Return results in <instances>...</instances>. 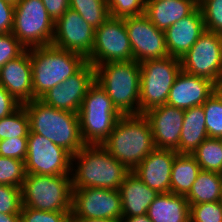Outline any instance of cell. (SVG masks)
Returning <instances> with one entry per match:
<instances>
[{
  "mask_svg": "<svg viewBox=\"0 0 222 222\" xmlns=\"http://www.w3.org/2000/svg\"><path fill=\"white\" fill-rule=\"evenodd\" d=\"M130 172L102 145H85L72 155V189L96 187L119 190Z\"/></svg>",
  "mask_w": 222,
  "mask_h": 222,
  "instance_id": "cell-1",
  "label": "cell"
},
{
  "mask_svg": "<svg viewBox=\"0 0 222 222\" xmlns=\"http://www.w3.org/2000/svg\"><path fill=\"white\" fill-rule=\"evenodd\" d=\"M101 145L130 171L156 148L150 123L143 114L123 115Z\"/></svg>",
  "mask_w": 222,
  "mask_h": 222,
  "instance_id": "cell-2",
  "label": "cell"
},
{
  "mask_svg": "<svg viewBox=\"0 0 222 222\" xmlns=\"http://www.w3.org/2000/svg\"><path fill=\"white\" fill-rule=\"evenodd\" d=\"M23 106L28 113L32 133L44 136L71 155L78 153L86 145L81 136L78 113L56 109L39 99Z\"/></svg>",
  "mask_w": 222,
  "mask_h": 222,
  "instance_id": "cell-3",
  "label": "cell"
},
{
  "mask_svg": "<svg viewBox=\"0 0 222 222\" xmlns=\"http://www.w3.org/2000/svg\"><path fill=\"white\" fill-rule=\"evenodd\" d=\"M33 100L76 74L87 59L53 45L30 48Z\"/></svg>",
  "mask_w": 222,
  "mask_h": 222,
  "instance_id": "cell-4",
  "label": "cell"
},
{
  "mask_svg": "<svg viewBox=\"0 0 222 222\" xmlns=\"http://www.w3.org/2000/svg\"><path fill=\"white\" fill-rule=\"evenodd\" d=\"M95 81L122 115L140 114V63L134 60L95 66Z\"/></svg>",
  "mask_w": 222,
  "mask_h": 222,
  "instance_id": "cell-5",
  "label": "cell"
},
{
  "mask_svg": "<svg viewBox=\"0 0 222 222\" xmlns=\"http://www.w3.org/2000/svg\"><path fill=\"white\" fill-rule=\"evenodd\" d=\"M80 132L86 145H101L123 116L102 86L94 81L78 112Z\"/></svg>",
  "mask_w": 222,
  "mask_h": 222,
  "instance_id": "cell-6",
  "label": "cell"
},
{
  "mask_svg": "<svg viewBox=\"0 0 222 222\" xmlns=\"http://www.w3.org/2000/svg\"><path fill=\"white\" fill-rule=\"evenodd\" d=\"M71 175L26 174L21 187L22 206L42 211L71 212Z\"/></svg>",
  "mask_w": 222,
  "mask_h": 222,
  "instance_id": "cell-7",
  "label": "cell"
},
{
  "mask_svg": "<svg viewBox=\"0 0 222 222\" xmlns=\"http://www.w3.org/2000/svg\"><path fill=\"white\" fill-rule=\"evenodd\" d=\"M181 70V60L177 57L140 63V114L167 103L170 89Z\"/></svg>",
  "mask_w": 222,
  "mask_h": 222,
  "instance_id": "cell-8",
  "label": "cell"
},
{
  "mask_svg": "<svg viewBox=\"0 0 222 222\" xmlns=\"http://www.w3.org/2000/svg\"><path fill=\"white\" fill-rule=\"evenodd\" d=\"M55 22L41 0H19L15 4L12 34L26 48L51 45Z\"/></svg>",
  "mask_w": 222,
  "mask_h": 222,
  "instance_id": "cell-9",
  "label": "cell"
},
{
  "mask_svg": "<svg viewBox=\"0 0 222 222\" xmlns=\"http://www.w3.org/2000/svg\"><path fill=\"white\" fill-rule=\"evenodd\" d=\"M131 60L133 54L124 19L110 16L95 29L94 45L87 62L95 67L107 62Z\"/></svg>",
  "mask_w": 222,
  "mask_h": 222,
  "instance_id": "cell-10",
  "label": "cell"
},
{
  "mask_svg": "<svg viewBox=\"0 0 222 222\" xmlns=\"http://www.w3.org/2000/svg\"><path fill=\"white\" fill-rule=\"evenodd\" d=\"M180 60L183 71L216 85L222 80V35L206 30Z\"/></svg>",
  "mask_w": 222,
  "mask_h": 222,
  "instance_id": "cell-11",
  "label": "cell"
},
{
  "mask_svg": "<svg viewBox=\"0 0 222 222\" xmlns=\"http://www.w3.org/2000/svg\"><path fill=\"white\" fill-rule=\"evenodd\" d=\"M26 174L71 175L72 155L42 135L29 132Z\"/></svg>",
  "mask_w": 222,
  "mask_h": 222,
  "instance_id": "cell-12",
  "label": "cell"
},
{
  "mask_svg": "<svg viewBox=\"0 0 222 222\" xmlns=\"http://www.w3.org/2000/svg\"><path fill=\"white\" fill-rule=\"evenodd\" d=\"M122 218L119 190L96 187L73 189L71 219Z\"/></svg>",
  "mask_w": 222,
  "mask_h": 222,
  "instance_id": "cell-13",
  "label": "cell"
},
{
  "mask_svg": "<svg viewBox=\"0 0 222 222\" xmlns=\"http://www.w3.org/2000/svg\"><path fill=\"white\" fill-rule=\"evenodd\" d=\"M123 19L134 61L141 63L169 56L164 31L156 28L145 14Z\"/></svg>",
  "mask_w": 222,
  "mask_h": 222,
  "instance_id": "cell-14",
  "label": "cell"
},
{
  "mask_svg": "<svg viewBox=\"0 0 222 222\" xmlns=\"http://www.w3.org/2000/svg\"><path fill=\"white\" fill-rule=\"evenodd\" d=\"M95 40V28L89 25L81 15L68 9L55 22L54 37L51 45L83 55L90 56Z\"/></svg>",
  "mask_w": 222,
  "mask_h": 222,
  "instance_id": "cell-15",
  "label": "cell"
},
{
  "mask_svg": "<svg viewBox=\"0 0 222 222\" xmlns=\"http://www.w3.org/2000/svg\"><path fill=\"white\" fill-rule=\"evenodd\" d=\"M94 81L95 67L87 62L76 74L48 90L39 100L56 109L78 113Z\"/></svg>",
  "mask_w": 222,
  "mask_h": 222,
  "instance_id": "cell-16",
  "label": "cell"
},
{
  "mask_svg": "<svg viewBox=\"0 0 222 222\" xmlns=\"http://www.w3.org/2000/svg\"><path fill=\"white\" fill-rule=\"evenodd\" d=\"M184 113V109L164 104L143 114L150 123L156 148L177 152Z\"/></svg>",
  "mask_w": 222,
  "mask_h": 222,
  "instance_id": "cell-17",
  "label": "cell"
},
{
  "mask_svg": "<svg viewBox=\"0 0 222 222\" xmlns=\"http://www.w3.org/2000/svg\"><path fill=\"white\" fill-rule=\"evenodd\" d=\"M214 91L212 81L181 70L170 89L166 104L186 110L203 105Z\"/></svg>",
  "mask_w": 222,
  "mask_h": 222,
  "instance_id": "cell-18",
  "label": "cell"
},
{
  "mask_svg": "<svg viewBox=\"0 0 222 222\" xmlns=\"http://www.w3.org/2000/svg\"><path fill=\"white\" fill-rule=\"evenodd\" d=\"M178 153L168 149H153L132 171L145 185L158 193H169L171 171Z\"/></svg>",
  "mask_w": 222,
  "mask_h": 222,
  "instance_id": "cell-19",
  "label": "cell"
},
{
  "mask_svg": "<svg viewBox=\"0 0 222 222\" xmlns=\"http://www.w3.org/2000/svg\"><path fill=\"white\" fill-rule=\"evenodd\" d=\"M30 49L0 68V85L21 105L33 100Z\"/></svg>",
  "mask_w": 222,
  "mask_h": 222,
  "instance_id": "cell-20",
  "label": "cell"
},
{
  "mask_svg": "<svg viewBox=\"0 0 222 222\" xmlns=\"http://www.w3.org/2000/svg\"><path fill=\"white\" fill-rule=\"evenodd\" d=\"M206 31L199 7L164 31L169 56L182 58Z\"/></svg>",
  "mask_w": 222,
  "mask_h": 222,
  "instance_id": "cell-21",
  "label": "cell"
},
{
  "mask_svg": "<svg viewBox=\"0 0 222 222\" xmlns=\"http://www.w3.org/2000/svg\"><path fill=\"white\" fill-rule=\"evenodd\" d=\"M119 192L123 217L147 214L149 206L159 194L145 185L132 171L120 185Z\"/></svg>",
  "mask_w": 222,
  "mask_h": 222,
  "instance_id": "cell-22",
  "label": "cell"
},
{
  "mask_svg": "<svg viewBox=\"0 0 222 222\" xmlns=\"http://www.w3.org/2000/svg\"><path fill=\"white\" fill-rule=\"evenodd\" d=\"M197 7L196 0L145 1V15L156 28L165 31Z\"/></svg>",
  "mask_w": 222,
  "mask_h": 222,
  "instance_id": "cell-23",
  "label": "cell"
},
{
  "mask_svg": "<svg viewBox=\"0 0 222 222\" xmlns=\"http://www.w3.org/2000/svg\"><path fill=\"white\" fill-rule=\"evenodd\" d=\"M147 215L152 222H190V205L183 195L159 193Z\"/></svg>",
  "mask_w": 222,
  "mask_h": 222,
  "instance_id": "cell-24",
  "label": "cell"
},
{
  "mask_svg": "<svg viewBox=\"0 0 222 222\" xmlns=\"http://www.w3.org/2000/svg\"><path fill=\"white\" fill-rule=\"evenodd\" d=\"M207 138L209 136L206 129V116L203 105L186 109L177 153L192 154Z\"/></svg>",
  "mask_w": 222,
  "mask_h": 222,
  "instance_id": "cell-25",
  "label": "cell"
},
{
  "mask_svg": "<svg viewBox=\"0 0 222 222\" xmlns=\"http://www.w3.org/2000/svg\"><path fill=\"white\" fill-rule=\"evenodd\" d=\"M200 171V165L191 154H177L172 165L170 192L186 196Z\"/></svg>",
  "mask_w": 222,
  "mask_h": 222,
  "instance_id": "cell-26",
  "label": "cell"
},
{
  "mask_svg": "<svg viewBox=\"0 0 222 222\" xmlns=\"http://www.w3.org/2000/svg\"><path fill=\"white\" fill-rule=\"evenodd\" d=\"M222 174L201 170L185 196L189 205L221 201Z\"/></svg>",
  "mask_w": 222,
  "mask_h": 222,
  "instance_id": "cell-27",
  "label": "cell"
},
{
  "mask_svg": "<svg viewBox=\"0 0 222 222\" xmlns=\"http://www.w3.org/2000/svg\"><path fill=\"white\" fill-rule=\"evenodd\" d=\"M201 170L222 174V144L220 139H205L191 154Z\"/></svg>",
  "mask_w": 222,
  "mask_h": 222,
  "instance_id": "cell-28",
  "label": "cell"
},
{
  "mask_svg": "<svg viewBox=\"0 0 222 222\" xmlns=\"http://www.w3.org/2000/svg\"><path fill=\"white\" fill-rule=\"evenodd\" d=\"M69 8L95 29L110 17L106 0H69Z\"/></svg>",
  "mask_w": 222,
  "mask_h": 222,
  "instance_id": "cell-29",
  "label": "cell"
},
{
  "mask_svg": "<svg viewBox=\"0 0 222 222\" xmlns=\"http://www.w3.org/2000/svg\"><path fill=\"white\" fill-rule=\"evenodd\" d=\"M29 132V116L23 105L11 115L0 119V141L16 137H28Z\"/></svg>",
  "mask_w": 222,
  "mask_h": 222,
  "instance_id": "cell-30",
  "label": "cell"
},
{
  "mask_svg": "<svg viewBox=\"0 0 222 222\" xmlns=\"http://www.w3.org/2000/svg\"><path fill=\"white\" fill-rule=\"evenodd\" d=\"M209 138H222V99L214 91L203 104Z\"/></svg>",
  "mask_w": 222,
  "mask_h": 222,
  "instance_id": "cell-31",
  "label": "cell"
},
{
  "mask_svg": "<svg viewBox=\"0 0 222 222\" xmlns=\"http://www.w3.org/2000/svg\"><path fill=\"white\" fill-rule=\"evenodd\" d=\"M26 176L24 161L0 156V184L21 188Z\"/></svg>",
  "mask_w": 222,
  "mask_h": 222,
  "instance_id": "cell-32",
  "label": "cell"
},
{
  "mask_svg": "<svg viewBox=\"0 0 222 222\" xmlns=\"http://www.w3.org/2000/svg\"><path fill=\"white\" fill-rule=\"evenodd\" d=\"M198 7L206 30L222 35V0H203Z\"/></svg>",
  "mask_w": 222,
  "mask_h": 222,
  "instance_id": "cell-33",
  "label": "cell"
},
{
  "mask_svg": "<svg viewBox=\"0 0 222 222\" xmlns=\"http://www.w3.org/2000/svg\"><path fill=\"white\" fill-rule=\"evenodd\" d=\"M111 17L126 18L145 14V0H106Z\"/></svg>",
  "mask_w": 222,
  "mask_h": 222,
  "instance_id": "cell-34",
  "label": "cell"
},
{
  "mask_svg": "<svg viewBox=\"0 0 222 222\" xmlns=\"http://www.w3.org/2000/svg\"><path fill=\"white\" fill-rule=\"evenodd\" d=\"M190 222H222V202L190 205Z\"/></svg>",
  "mask_w": 222,
  "mask_h": 222,
  "instance_id": "cell-35",
  "label": "cell"
},
{
  "mask_svg": "<svg viewBox=\"0 0 222 222\" xmlns=\"http://www.w3.org/2000/svg\"><path fill=\"white\" fill-rule=\"evenodd\" d=\"M21 208V188L0 184V213L20 214Z\"/></svg>",
  "mask_w": 222,
  "mask_h": 222,
  "instance_id": "cell-36",
  "label": "cell"
},
{
  "mask_svg": "<svg viewBox=\"0 0 222 222\" xmlns=\"http://www.w3.org/2000/svg\"><path fill=\"white\" fill-rule=\"evenodd\" d=\"M22 222H72L71 212L42 211L22 206Z\"/></svg>",
  "mask_w": 222,
  "mask_h": 222,
  "instance_id": "cell-37",
  "label": "cell"
},
{
  "mask_svg": "<svg viewBox=\"0 0 222 222\" xmlns=\"http://www.w3.org/2000/svg\"><path fill=\"white\" fill-rule=\"evenodd\" d=\"M26 48L12 34H0V68L20 56Z\"/></svg>",
  "mask_w": 222,
  "mask_h": 222,
  "instance_id": "cell-38",
  "label": "cell"
},
{
  "mask_svg": "<svg viewBox=\"0 0 222 222\" xmlns=\"http://www.w3.org/2000/svg\"><path fill=\"white\" fill-rule=\"evenodd\" d=\"M28 137H16L0 141V156L25 161Z\"/></svg>",
  "mask_w": 222,
  "mask_h": 222,
  "instance_id": "cell-39",
  "label": "cell"
},
{
  "mask_svg": "<svg viewBox=\"0 0 222 222\" xmlns=\"http://www.w3.org/2000/svg\"><path fill=\"white\" fill-rule=\"evenodd\" d=\"M15 4L0 0V34L11 33L13 28Z\"/></svg>",
  "mask_w": 222,
  "mask_h": 222,
  "instance_id": "cell-40",
  "label": "cell"
},
{
  "mask_svg": "<svg viewBox=\"0 0 222 222\" xmlns=\"http://www.w3.org/2000/svg\"><path fill=\"white\" fill-rule=\"evenodd\" d=\"M21 104L0 85V119L11 115Z\"/></svg>",
  "mask_w": 222,
  "mask_h": 222,
  "instance_id": "cell-41",
  "label": "cell"
},
{
  "mask_svg": "<svg viewBox=\"0 0 222 222\" xmlns=\"http://www.w3.org/2000/svg\"><path fill=\"white\" fill-rule=\"evenodd\" d=\"M47 13L56 22L69 9V0H41Z\"/></svg>",
  "mask_w": 222,
  "mask_h": 222,
  "instance_id": "cell-42",
  "label": "cell"
},
{
  "mask_svg": "<svg viewBox=\"0 0 222 222\" xmlns=\"http://www.w3.org/2000/svg\"><path fill=\"white\" fill-rule=\"evenodd\" d=\"M122 222H152L147 214L123 217Z\"/></svg>",
  "mask_w": 222,
  "mask_h": 222,
  "instance_id": "cell-43",
  "label": "cell"
},
{
  "mask_svg": "<svg viewBox=\"0 0 222 222\" xmlns=\"http://www.w3.org/2000/svg\"><path fill=\"white\" fill-rule=\"evenodd\" d=\"M0 222H22L20 214L0 213Z\"/></svg>",
  "mask_w": 222,
  "mask_h": 222,
  "instance_id": "cell-44",
  "label": "cell"
},
{
  "mask_svg": "<svg viewBox=\"0 0 222 222\" xmlns=\"http://www.w3.org/2000/svg\"><path fill=\"white\" fill-rule=\"evenodd\" d=\"M72 222H122L114 219H72Z\"/></svg>",
  "mask_w": 222,
  "mask_h": 222,
  "instance_id": "cell-45",
  "label": "cell"
},
{
  "mask_svg": "<svg viewBox=\"0 0 222 222\" xmlns=\"http://www.w3.org/2000/svg\"><path fill=\"white\" fill-rule=\"evenodd\" d=\"M215 92H216V93L221 97V99H222V80L215 85Z\"/></svg>",
  "mask_w": 222,
  "mask_h": 222,
  "instance_id": "cell-46",
  "label": "cell"
},
{
  "mask_svg": "<svg viewBox=\"0 0 222 222\" xmlns=\"http://www.w3.org/2000/svg\"><path fill=\"white\" fill-rule=\"evenodd\" d=\"M7 1H9V2H11L13 4H16L19 0H7Z\"/></svg>",
  "mask_w": 222,
  "mask_h": 222,
  "instance_id": "cell-47",
  "label": "cell"
},
{
  "mask_svg": "<svg viewBox=\"0 0 222 222\" xmlns=\"http://www.w3.org/2000/svg\"><path fill=\"white\" fill-rule=\"evenodd\" d=\"M203 0H196L197 5H199Z\"/></svg>",
  "mask_w": 222,
  "mask_h": 222,
  "instance_id": "cell-48",
  "label": "cell"
}]
</instances>
